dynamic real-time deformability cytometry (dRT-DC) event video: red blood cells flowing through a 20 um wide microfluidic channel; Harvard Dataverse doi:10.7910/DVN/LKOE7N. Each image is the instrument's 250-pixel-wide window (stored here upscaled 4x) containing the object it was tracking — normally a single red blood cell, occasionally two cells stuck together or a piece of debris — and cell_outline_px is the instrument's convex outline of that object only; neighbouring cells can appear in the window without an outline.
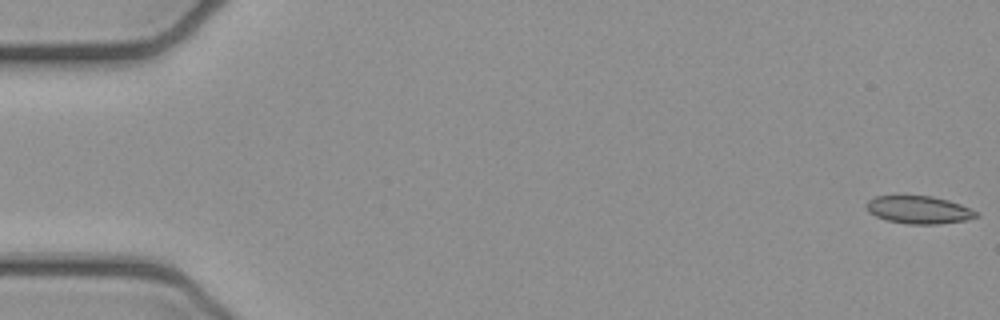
{"species": "common noctule bat (a hibernating species)", "species_latin": "Nyctalus noctula", "temperature_condition": "cold", "stored_images_in_passage": 3, "camera_frame_rate_fps": 3000, "um_per_image_px": 0.085, "animal": {"sex": "female", "body_mass_g": 21.9}, "frame": {"image": 1, "passage_image": 1, "time_ms": 0.0, "image_size_px": [1000, 320], "cell_outline_px": [[980, 216], [964, 220], [936, 224], [904, 224], [888, 220], [876, 216], [868, 212], [864, 204], [868, 200], [876, 196], [932, 196], [948, 200], [960, 204], [976, 212]], "centroid_in_image_um": [78.05, 17.83], "position_along_channel_um": 6.9, "area_um2": 17.63}}